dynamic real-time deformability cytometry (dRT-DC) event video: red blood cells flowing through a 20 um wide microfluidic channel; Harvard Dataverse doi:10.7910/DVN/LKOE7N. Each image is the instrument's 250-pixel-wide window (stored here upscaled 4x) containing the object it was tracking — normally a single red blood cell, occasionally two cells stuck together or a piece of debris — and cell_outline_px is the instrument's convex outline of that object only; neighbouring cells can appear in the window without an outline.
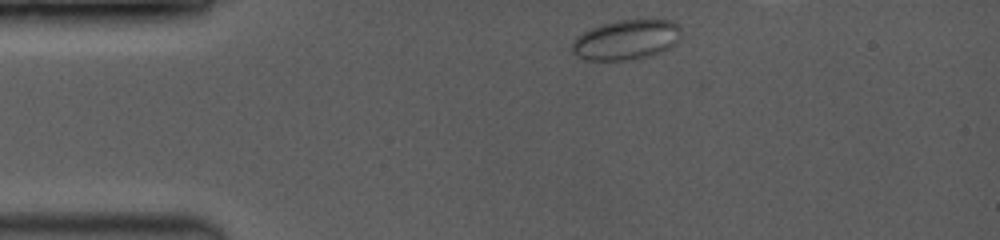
{"species": "common noctule bat (a hibernating species)", "species_latin": "Nyctalus noctula", "temperature_condition": "room temperature", "stored_images_in_passage": 23, "camera_frame_rate_fps": 3500, "um_per_image_px": 0.085, "animal": {"sex": "female", "body_mass_g": 19.0, "forearm_length_mm": 53.3}, "frame": {"image": 1, "passage_image": 1, "time_ms": 0.0, "image_size_px": [1000, 240], "cell_outline_px": [[680, 36], [676, 44], [652, 56], [628, 60], [584, 60], [572, 52], [572, 44], [584, 32], [604, 24], [620, 20], [668, 20], [676, 24], [680, 28]], "centroid_in_image_um": [53.26, 3.4], "position_along_channel_um": 31.7, "area_um2": 24.97}}
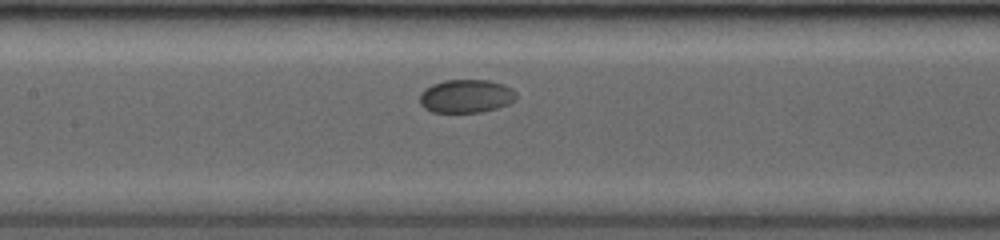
{"frame": {"image": 2, "passage_image": 10, "time_ms": 4.857, "image_size_px": [1000, 240], "cell_outline_px": [[516, 100], [508, 104], [496, 108], [480, 112], [432, 112], [424, 108], [420, 104], [420, 92], [424, 88], [432, 84], [444, 80], [488, 80], [504, 84], [512, 88], [516, 92]], "centroid_in_image_um": [39.61, 8.16], "position_along_channel_um": 167.8, "area_um2": 18.9}}
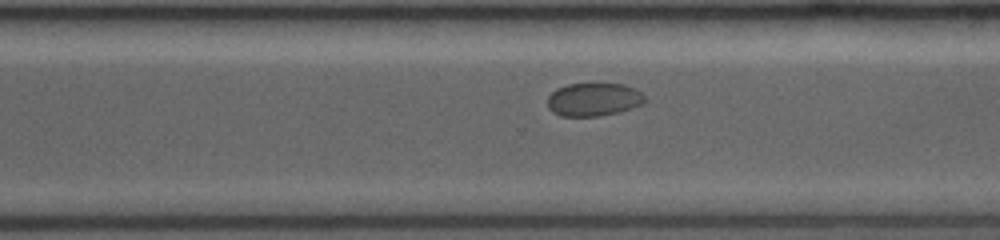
{"frame": {"image": 3, "passage_image": 19, "time_ms": 8.857, "image_size_px": [1000, 240], "cell_outline_px": [[644, 100], [640, 104], [632, 108], [620, 112], [600, 116], [560, 116], [552, 112], [548, 108], [548, 96], [556, 88], [568, 84], [624, 84], [636, 88], [644, 96]], "centroid_in_image_um": [50.43, 8.46], "position_along_channel_um": 320.2, "area_um2": 18.84}}